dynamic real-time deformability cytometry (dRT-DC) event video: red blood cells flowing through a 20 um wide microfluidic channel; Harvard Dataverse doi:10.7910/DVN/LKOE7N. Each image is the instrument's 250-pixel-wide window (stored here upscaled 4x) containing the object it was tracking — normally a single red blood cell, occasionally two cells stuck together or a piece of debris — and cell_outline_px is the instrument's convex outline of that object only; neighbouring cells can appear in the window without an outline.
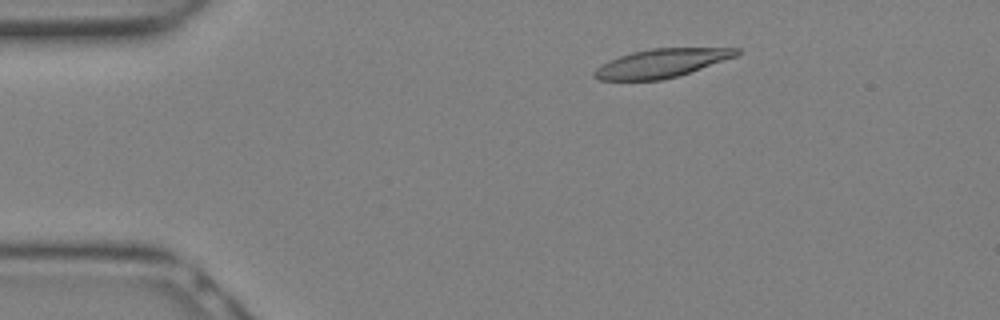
{"species": "Egyptian fruit bat (a non-hibernating species)", "species_latin": "Rousettus aegyptiacus", "temperature_condition": "warm", "stored_images_in_passage": 11, "camera_frame_rate_fps": 3000, "um_per_image_px": 0.085, "animal": {"sex": "female"}, "frame": {"image": 1, "passage_image": 4, "time_ms": 1.0, "image_size_px": [1000, 320], "cell_outline_px": [[740, 52], [736, 56], [676, 76], [660, 80], [600, 80], [592, 76], [592, 72], [596, 68], [620, 56], [632, 52], [652, 48], [740, 48]], "centroid_in_image_um": [56.19, 5.37], "position_along_channel_um": 28.8, "area_um2": 23.18}}
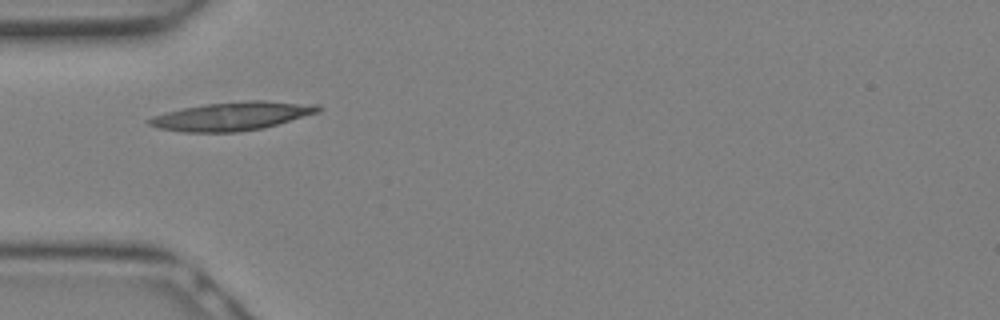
{"frame": {"image": 2, "passage_image": 8, "time_ms": 2.333, "image_size_px": [1000, 320], "cell_outline_px": [[324, 108], [320, 112], [264, 128], [240, 132], [184, 132], [156, 128], [148, 124], [148, 120], [152, 116], [184, 108], [208, 104], [252, 100], [264, 100], [320, 104]], "centroid_in_image_um": [19.81, 9.87], "position_along_channel_um": 65.2, "area_um2": 28.15}}
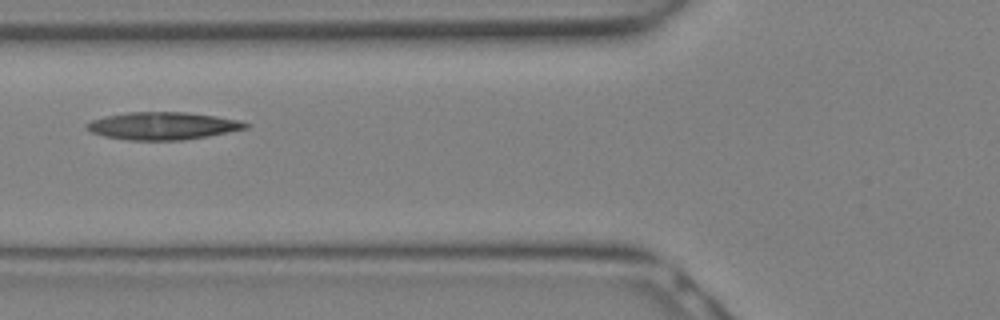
{"frame": {"image": 3, "passage_image": 10, "time_ms": 3.0, "image_size_px": [1000, 320], "cell_outline_px": [[248, 128], [208, 136], [184, 140], [128, 140], [104, 136], [92, 132], [84, 124], [92, 120], [108, 116], [128, 112], [184, 112], [216, 116], [240, 120], [248, 124]], "centroid_in_image_um": [13.85, 10.7], "position_along_channel_um": 111.9, "area_um2": 25.32}}